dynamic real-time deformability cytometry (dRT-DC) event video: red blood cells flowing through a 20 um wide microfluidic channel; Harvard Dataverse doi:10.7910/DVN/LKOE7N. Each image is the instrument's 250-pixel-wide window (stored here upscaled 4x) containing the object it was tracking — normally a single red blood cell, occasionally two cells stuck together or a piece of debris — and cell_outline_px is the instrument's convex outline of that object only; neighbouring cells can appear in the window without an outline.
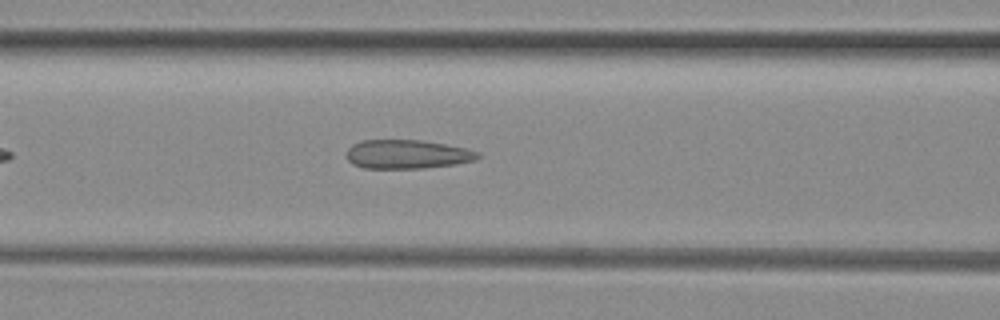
{"species": "common noctule bat (a hibernating species)", "species_latin": "Nyctalus noctula", "temperature_condition": "room temperature", "stored_images_in_passage": 35, "camera_frame_rate_fps": 3000, "um_per_image_px": 0.085, "animal": {"sex": "female", "body_mass_g": 29.2, "forearm_length_mm": 56.3}, "frame": {"image": 1, "passage_image": 7, "time_ms": 2.0, "image_size_px": [1000, 320], "cell_outline_px": [[480, 156], [472, 160], [456, 164], [420, 168], [364, 168], [352, 164], [348, 160], [348, 148], [352, 144], [364, 140], [420, 140], [444, 144], [464, 148], [480, 152]], "centroid_in_image_um": [34.59, 13.11], "position_along_channel_um": 132.0, "area_um2": 21.85}}
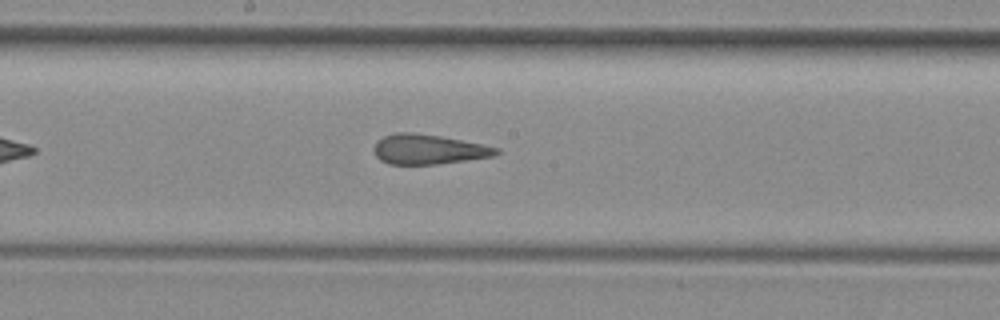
{"frame": {"image": 2, "passage_image": 13, "time_ms": 4.0, "image_size_px": [1000, 320], "cell_outline_px": [[500, 152], [492, 156], [436, 164], [388, 164], [380, 160], [376, 156], [376, 140], [384, 136], [396, 132], [412, 132], [440, 136], [500, 148]], "centroid_in_image_um": [36.39, 12.69], "position_along_channel_um": 211.8, "area_um2": 20.92}}
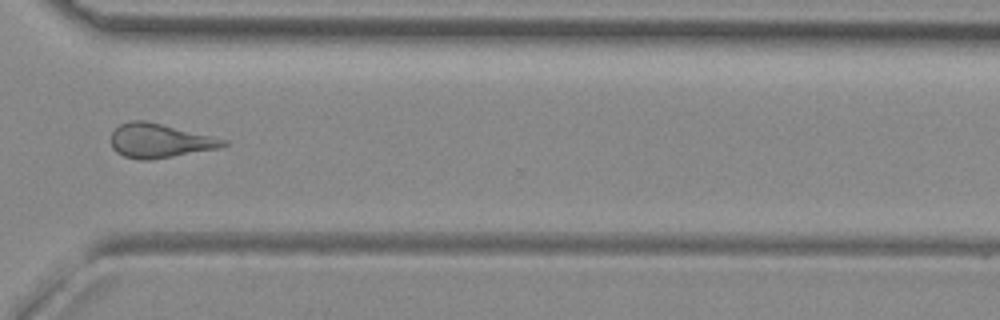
{"frame": {"image": 3, "passage_image": 24, "time_ms": 7.667, "image_size_px": [1000, 320], "cell_outline_px": [[228, 144], [220, 148], [152, 160], [140, 160], [124, 156], [116, 152], [112, 148], [112, 132], [120, 124], [132, 120], [144, 120], [228, 140]], "centroid_in_image_um": [13.57, 11.97], "position_along_channel_um": 357.0, "area_um2": 22.2}, "authors_computed_cell_mechanics": {"area_um2": 21.964, "velocity_mm_per_s": 3.9722, "shape_relaxation_time_tau1_ms": null, "shape_relaxation_time_tau2_ms": 1.7457, "deformation_change_tau1": null, "deformation_change_tau2": 0.1052}}